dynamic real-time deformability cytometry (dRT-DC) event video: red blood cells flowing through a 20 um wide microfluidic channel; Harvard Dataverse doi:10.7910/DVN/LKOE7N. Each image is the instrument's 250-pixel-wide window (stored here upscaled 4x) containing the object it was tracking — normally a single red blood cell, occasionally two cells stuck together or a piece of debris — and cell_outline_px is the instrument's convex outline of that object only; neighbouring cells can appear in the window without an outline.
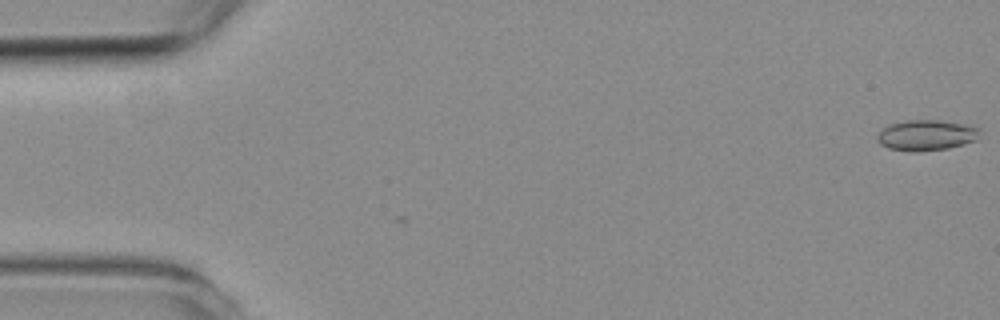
{"species": "common noctule bat (a hibernating species)", "species_latin": "Nyctalus noctula", "temperature_condition": "room temperature", "stored_images_in_passage": 2, "camera_frame_rate_fps": 3000, "um_per_image_px": 0.085, "animal": {"sex": "female", "body_mass_g": 19.3, "forearm_length_mm": 54.1}, "frame": {"image": 1, "passage_image": 2, "time_ms": 1.0, "image_size_px": [1000, 320], "cell_outline_px": [[980, 128], [976, 140], [964, 144], [948, 148], [912, 152], [888, 148], [880, 144], [876, 140], [876, 136], [880, 128], [888, 124], [904, 120], [940, 120], [972, 124]], "centroid_in_image_um": [78.71, 11.47], "position_along_channel_um": 6.3, "area_um2": 18.73}}